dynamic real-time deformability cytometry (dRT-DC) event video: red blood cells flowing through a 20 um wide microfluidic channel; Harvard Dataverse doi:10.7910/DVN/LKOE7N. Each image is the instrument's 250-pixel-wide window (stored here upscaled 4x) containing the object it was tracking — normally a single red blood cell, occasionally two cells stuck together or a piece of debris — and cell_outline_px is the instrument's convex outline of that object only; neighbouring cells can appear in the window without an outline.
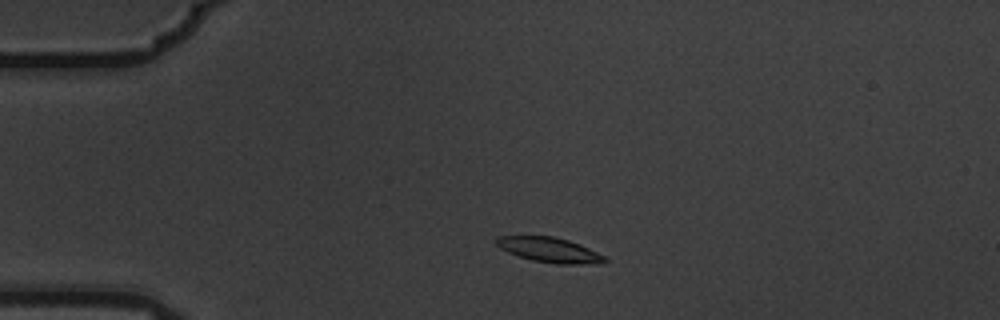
{"species": "common noctule bat (a hibernating species)", "species_latin": "Nyctalus noctula", "temperature_condition": "warm", "stored_images_in_passage": 3, "camera_frame_rate_fps": 3000, "um_per_image_px": 0.085, "animal": {"sex": "male", "body_mass_g": 19.5, "forearm_length_mm": 54.6}, "frame": {"image": 1, "passage_image": 2, "time_ms": 0.333, "image_size_px": [1000, 320], "cell_outline_px": [[608, 260], [596, 264], [556, 264], [532, 260], [508, 252], [500, 248], [496, 244], [496, 236], [552, 236], [568, 240], [580, 244], [604, 256]], "centroid_in_image_um": [46.7, 21.24], "position_along_channel_um": 38.3, "area_um2": 15.61}}